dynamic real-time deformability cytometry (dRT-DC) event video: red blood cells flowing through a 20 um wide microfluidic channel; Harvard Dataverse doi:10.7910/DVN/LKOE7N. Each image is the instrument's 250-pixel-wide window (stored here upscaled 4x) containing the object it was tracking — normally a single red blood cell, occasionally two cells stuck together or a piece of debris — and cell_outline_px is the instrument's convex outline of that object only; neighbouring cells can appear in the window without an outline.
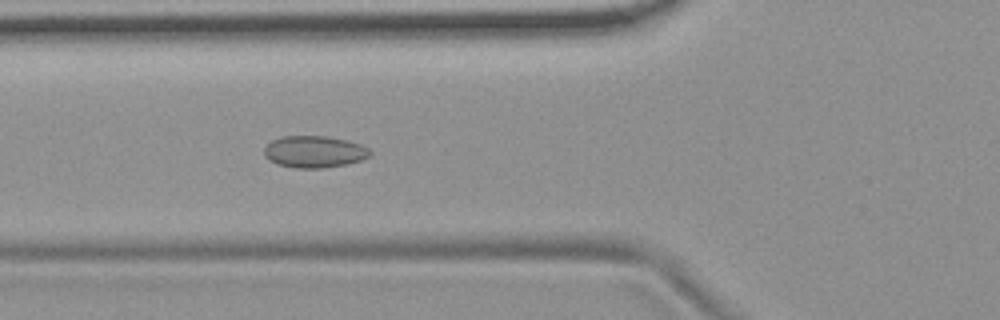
{"species": "common noctule bat (a hibernating species)", "species_latin": "Nyctalus noctula", "temperature_condition": "room temperature", "stored_images_in_passage": 3, "camera_frame_rate_fps": 3000, "um_per_image_px": 0.085, "animal": {"sex": "female", "body_mass_g": 19.9}, "frame": {"image": 1, "passage_image": 3, "time_ms": 2.333, "image_size_px": [1000, 320], "cell_outline_px": [[372, 156], [348, 164], [324, 168], [296, 168], [276, 164], [268, 160], [264, 156], [264, 148], [272, 140], [280, 136], [324, 136], [348, 140], [360, 144], [368, 148], [372, 152]], "centroid_in_image_um": [26.72, 12.9], "position_along_channel_um": 99.1, "area_um2": 19.88}}